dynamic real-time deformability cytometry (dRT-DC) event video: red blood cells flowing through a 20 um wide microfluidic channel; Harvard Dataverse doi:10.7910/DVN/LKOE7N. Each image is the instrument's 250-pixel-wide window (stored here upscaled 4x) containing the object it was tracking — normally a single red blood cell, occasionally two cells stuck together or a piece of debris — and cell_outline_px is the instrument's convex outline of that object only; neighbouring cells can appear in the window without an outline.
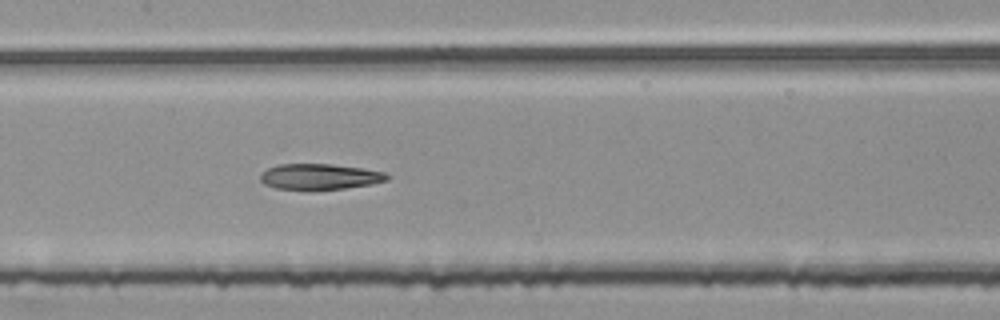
{"species": "common noctule bat (a hibernating species)", "species_latin": "Nyctalus noctula", "temperature_condition": "room temperature", "stored_images_in_passage": 52, "camera_frame_rate_fps": 3000, "um_per_image_px": 0.085, "animal": {"sex": "female", "body_mass_g": 25.1}, "frame": {"image": 1, "passage_image": 25, "time_ms": 8.0, "image_size_px": [1000, 320], "cell_outline_px": [[392, 176], [388, 180], [372, 184], [344, 188], [308, 192], [304, 192], [276, 188], [264, 184], [260, 180], [260, 172], [276, 164], [332, 164], [360, 168], [384, 172]], "centroid_in_image_um": [27.13, 15.05], "position_along_channel_um": 180.3, "area_um2": 19.71}}
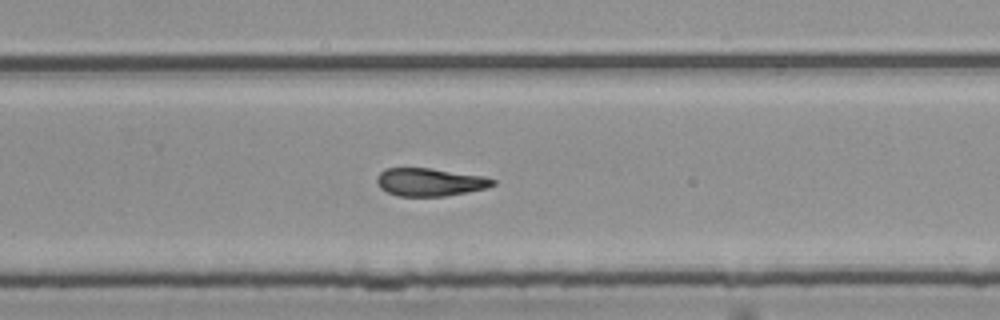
{"frame": {"image": 2, "passage_image": 34, "time_ms": 11.0, "image_size_px": [1000, 320], "cell_outline_px": [[496, 184], [488, 188], [468, 192], [444, 196], [396, 196], [380, 188], [376, 184], [376, 176], [384, 168], [432, 168], [484, 176], [496, 180]], "centroid_in_image_um": [36.54, 15.47], "position_along_channel_um": 293.3, "area_um2": 19.13}}
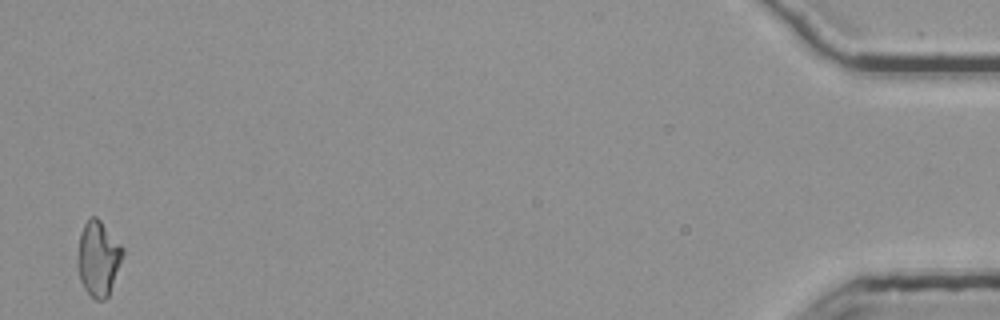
{"frame": {"image": 3, "passage_image": 52, "time_ms": 17.0, "image_size_px": [1000, 320], "cell_outline_px": [[124, 256], [108, 296], [104, 300], [96, 300], [84, 288], [80, 280], [76, 264], [76, 256], [80, 232], [84, 224], [92, 216], [96, 216], [100, 220], [124, 248]], "centroid_in_image_um": [8.34, 21.96], "position_along_channel_um": 426.9, "area_um2": 19.94}, "authors_computed_cell_mechanics": {"area_um2": 19.8832, "velocity_mm_per_s": 3.7825, "shape_relaxation_time_tau1_ms": null, "shape_relaxation_time_tau2_ms": 4.7644, "deformation_change_tau1": null, "deformation_change_tau2": 0.1459}}